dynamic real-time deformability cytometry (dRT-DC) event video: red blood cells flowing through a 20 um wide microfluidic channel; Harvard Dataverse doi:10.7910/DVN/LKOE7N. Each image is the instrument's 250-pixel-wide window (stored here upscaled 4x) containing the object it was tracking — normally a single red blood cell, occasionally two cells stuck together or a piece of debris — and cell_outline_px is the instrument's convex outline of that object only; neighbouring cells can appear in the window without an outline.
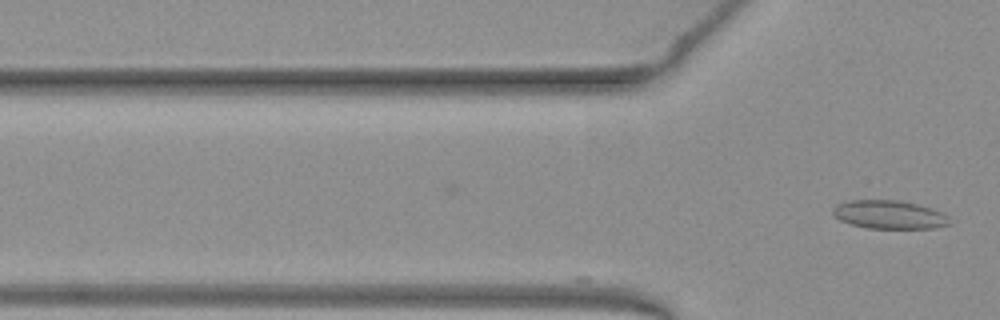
{"species": "common noctule bat (a hibernating species)", "species_latin": "Nyctalus noctula", "temperature_condition": "warm", "stored_images_in_passage": 14, "camera_frame_rate_fps": 3000, "um_per_image_px": 0.085, "animal": {"sex": "female", "body_mass_g": 19.3, "forearm_length_mm": 54.1}, "frame": {"image": 1, "passage_image": 14, "time_ms": 4.333, "image_size_px": [1000, 320], "cell_outline_px": [[952, 224], [932, 228], [868, 228], [852, 224], [840, 220], [832, 212], [832, 208], [836, 204], [848, 200], [896, 200], [916, 204], [932, 208], [944, 212], [952, 220]], "centroid_in_image_um": [75.62, 18.24], "position_along_channel_um": 50.2, "area_um2": 19.42}}